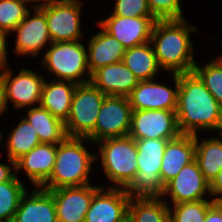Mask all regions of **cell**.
<instances>
[{"label": "cell", "instance_id": "d6a6232c", "mask_svg": "<svg viewBox=\"0 0 222 222\" xmlns=\"http://www.w3.org/2000/svg\"><path fill=\"white\" fill-rule=\"evenodd\" d=\"M110 16L154 17L147 0H116Z\"/></svg>", "mask_w": 222, "mask_h": 222}, {"label": "cell", "instance_id": "f546056e", "mask_svg": "<svg viewBox=\"0 0 222 222\" xmlns=\"http://www.w3.org/2000/svg\"><path fill=\"white\" fill-rule=\"evenodd\" d=\"M209 199L195 202H182L178 204H168L169 215L172 222H204L208 208L214 203Z\"/></svg>", "mask_w": 222, "mask_h": 222}, {"label": "cell", "instance_id": "8fae6325", "mask_svg": "<svg viewBox=\"0 0 222 222\" xmlns=\"http://www.w3.org/2000/svg\"><path fill=\"white\" fill-rule=\"evenodd\" d=\"M181 134L175 111L170 110H132L129 136L134 140H171Z\"/></svg>", "mask_w": 222, "mask_h": 222}, {"label": "cell", "instance_id": "e575fe53", "mask_svg": "<svg viewBox=\"0 0 222 222\" xmlns=\"http://www.w3.org/2000/svg\"><path fill=\"white\" fill-rule=\"evenodd\" d=\"M10 165L7 163H0V183L12 180L17 174L16 172V162L9 159L7 160ZM13 167V168H12ZM14 170V171H12Z\"/></svg>", "mask_w": 222, "mask_h": 222}, {"label": "cell", "instance_id": "603a6c76", "mask_svg": "<svg viewBox=\"0 0 222 222\" xmlns=\"http://www.w3.org/2000/svg\"><path fill=\"white\" fill-rule=\"evenodd\" d=\"M76 84L69 81L44 82L40 106L65 122L69 116Z\"/></svg>", "mask_w": 222, "mask_h": 222}, {"label": "cell", "instance_id": "74e56055", "mask_svg": "<svg viewBox=\"0 0 222 222\" xmlns=\"http://www.w3.org/2000/svg\"><path fill=\"white\" fill-rule=\"evenodd\" d=\"M204 222H222V206L218 202L208 208Z\"/></svg>", "mask_w": 222, "mask_h": 222}, {"label": "cell", "instance_id": "b9f144b4", "mask_svg": "<svg viewBox=\"0 0 222 222\" xmlns=\"http://www.w3.org/2000/svg\"><path fill=\"white\" fill-rule=\"evenodd\" d=\"M218 134L220 136V139L222 140V127L218 130Z\"/></svg>", "mask_w": 222, "mask_h": 222}, {"label": "cell", "instance_id": "e0dca14e", "mask_svg": "<svg viewBox=\"0 0 222 222\" xmlns=\"http://www.w3.org/2000/svg\"><path fill=\"white\" fill-rule=\"evenodd\" d=\"M129 202L125 189L102 186L93 195L84 222H125Z\"/></svg>", "mask_w": 222, "mask_h": 222}, {"label": "cell", "instance_id": "4fadbf2b", "mask_svg": "<svg viewBox=\"0 0 222 222\" xmlns=\"http://www.w3.org/2000/svg\"><path fill=\"white\" fill-rule=\"evenodd\" d=\"M174 89L167 84L152 80L139 81L137 86L127 96L132 110H170L177 108L179 74H172Z\"/></svg>", "mask_w": 222, "mask_h": 222}, {"label": "cell", "instance_id": "7c38bea8", "mask_svg": "<svg viewBox=\"0 0 222 222\" xmlns=\"http://www.w3.org/2000/svg\"><path fill=\"white\" fill-rule=\"evenodd\" d=\"M26 17L10 33L16 37L14 53L22 57H38L40 51L50 45L45 12L41 8H33ZM33 13V14H32ZM33 15V16H32ZM28 55V56H27Z\"/></svg>", "mask_w": 222, "mask_h": 222}, {"label": "cell", "instance_id": "60d3db41", "mask_svg": "<svg viewBox=\"0 0 222 222\" xmlns=\"http://www.w3.org/2000/svg\"><path fill=\"white\" fill-rule=\"evenodd\" d=\"M3 138H4V136H3V134H2V132H1V130H0V148H1V146L3 145V144H2Z\"/></svg>", "mask_w": 222, "mask_h": 222}, {"label": "cell", "instance_id": "44dd1931", "mask_svg": "<svg viewBox=\"0 0 222 222\" xmlns=\"http://www.w3.org/2000/svg\"><path fill=\"white\" fill-rule=\"evenodd\" d=\"M195 160V135L180 134L168 140L162 158L160 179L165 186L179 171Z\"/></svg>", "mask_w": 222, "mask_h": 222}, {"label": "cell", "instance_id": "83f0119b", "mask_svg": "<svg viewBox=\"0 0 222 222\" xmlns=\"http://www.w3.org/2000/svg\"><path fill=\"white\" fill-rule=\"evenodd\" d=\"M6 140L7 158L17 161L37 145L41 144L36 130L22 117Z\"/></svg>", "mask_w": 222, "mask_h": 222}, {"label": "cell", "instance_id": "5bb4252c", "mask_svg": "<svg viewBox=\"0 0 222 222\" xmlns=\"http://www.w3.org/2000/svg\"><path fill=\"white\" fill-rule=\"evenodd\" d=\"M207 196L211 197L210 183L204 178L198 163L194 160L184 166L178 175L165 185L162 198L168 197L172 205L205 200Z\"/></svg>", "mask_w": 222, "mask_h": 222}, {"label": "cell", "instance_id": "ab89813d", "mask_svg": "<svg viewBox=\"0 0 222 222\" xmlns=\"http://www.w3.org/2000/svg\"><path fill=\"white\" fill-rule=\"evenodd\" d=\"M21 1L27 4H31L33 8H41L49 2V0H21ZM32 3L34 5H32Z\"/></svg>", "mask_w": 222, "mask_h": 222}, {"label": "cell", "instance_id": "277c9868", "mask_svg": "<svg viewBox=\"0 0 222 222\" xmlns=\"http://www.w3.org/2000/svg\"><path fill=\"white\" fill-rule=\"evenodd\" d=\"M137 173L125 188L130 199L160 198L165 186L160 179L162 158L168 143L165 139L135 140Z\"/></svg>", "mask_w": 222, "mask_h": 222}, {"label": "cell", "instance_id": "ee69618b", "mask_svg": "<svg viewBox=\"0 0 222 222\" xmlns=\"http://www.w3.org/2000/svg\"><path fill=\"white\" fill-rule=\"evenodd\" d=\"M218 203L222 206V200L218 201Z\"/></svg>", "mask_w": 222, "mask_h": 222}, {"label": "cell", "instance_id": "6da1fadb", "mask_svg": "<svg viewBox=\"0 0 222 222\" xmlns=\"http://www.w3.org/2000/svg\"><path fill=\"white\" fill-rule=\"evenodd\" d=\"M176 116L181 134L217 132L222 127V105L194 71L179 74Z\"/></svg>", "mask_w": 222, "mask_h": 222}, {"label": "cell", "instance_id": "4316f807", "mask_svg": "<svg viewBox=\"0 0 222 222\" xmlns=\"http://www.w3.org/2000/svg\"><path fill=\"white\" fill-rule=\"evenodd\" d=\"M128 219L130 222H168V204L162 197L130 199Z\"/></svg>", "mask_w": 222, "mask_h": 222}, {"label": "cell", "instance_id": "d590c367", "mask_svg": "<svg viewBox=\"0 0 222 222\" xmlns=\"http://www.w3.org/2000/svg\"><path fill=\"white\" fill-rule=\"evenodd\" d=\"M210 195L214 202L222 200V168L210 183Z\"/></svg>", "mask_w": 222, "mask_h": 222}, {"label": "cell", "instance_id": "5b68a950", "mask_svg": "<svg viewBox=\"0 0 222 222\" xmlns=\"http://www.w3.org/2000/svg\"><path fill=\"white\" fill-rule=\"evenodd\" d=\"M98 145L99 155L104 174L111 185L108 188L125 189L137 173V146L129 135L102 139ZM98 156L100 158H98Z\"/></svg>", "mask_w": 222, "mask_h": 222}, {"label": "cell", "instance_id": "f1b7e54d", "mask_svg": "<svg viewBox=\"0 0 222 222\" xmlns=\"http://www.w3.org/2000/svg\"><path fill=\"white\" fill-rule=\"evenodd\" d=\"M22 181L16 175L12 180L0 183V220L13 221L20 198L27 190Z\"/></svg>", "mask_w": 222, "mask_h": 222}, {"label": "cell", "instance_id": "7402d4cb", "mask_svg": "<svg viewBox=\"0 0 222 222\" xmlns=\"http://www.w3.org/2000/svg\"><path fill=\"white\" fill-rule=\"evenodd\" d=\"M100 29L92 34L87 48V64L91 75L99 68L113 63L121 62L125 53V47L114 37Z\"/></svg>", "mask_w": 222, "mask_h": 222}, {"label": "cell", "instance_id": "8d00e7d4", "mask_svg": "<svg viewBox=\"0 0 222 222\" xmlns=\"http://www.w3.org/2000/svg\"><path fill=\"white\" fill-rule=\"evenodd\" d=\"M8 33L0 29V70L5 68L8 64V49H7V37Z\"/></svg>", "mask_w": 222, "mask_h": 222}, {"label": "cell", "instance_id": "2e32d148", "mask_svg": "<svg viewBox=\"0 0 222 222\" xmlns=\"http://www.w3.org/2000/svg\"><path fill=\"white\" fill-rule=\"evenodd\" d=\"M156 20L155 17L108 16L97 24L127 49L149 42Z\"/></svg>", "mask_w": 222, "mask_h": 222}, {"label": "cell", "instance_id": "1f68e13d", "mask_svg": "<svg viewBox=\"0 0 222 222\" xmlns=\"http://www.w3.org/2000/svg\"><path fill=\"white\" fill-rule=\"evenodd\" d=\"M26 5L21 0H0V29L10 35L30 11Z\"/></svg>", "mask_w": 222, "mask_h": 222}, {"label": "cell", "instance_id": "ac0fdd59", "mask_svg": "<svg viewBox=\"0 0 222 222\" xmlns=\"http://www.w3.org/2000/svg\"><path fill=\"white\" fill-rule=\"evenodd\" d=\"M57 144L41 143L16 161V173L25 172L34 187H41L53 172Z\"/></svg>", "mask_w": 222, "mask_h": 222}, {"label": "cell", "instance_id": "9c48e42d", "mask_svg": "<svg viewBox=\"0 0 222 222\" xmlns=\"http://www.w3.org/2000/svg\"><path fill=\"white\" fill-rule=\"evenodd\" d=\"M5 88V101L13 105L15 109H25L40 106L42 89L46 79L43 74L22 68L17 75H13L12 69L8 66L0 70ZM10 103V104H9Z\"/></svg>", "mask_w": 222, "mask_h": 222}, {"label": "cell", "instance_id": "cb8c5ba5", "mask_svg": "<svg viewBox=\"0 0 222 222\" xmlns=\"http://www.w3.org/2000/svg\"><path fill=\"white\" fill-rule=\"evenodd\" d=\"M122 62L130 69L139 81L157 78L160 66L153 47L149 42L127 48Z\"/></svg>", "mask_w": 222, "mask_h": 222}, {"label": "cell", "instance_id": "836d02e7", "mask_svg": "<svg viewBox=\"0 0 222 222\" xmlns=\"http://www.w3.org/2000/svg\"><path fill=\"white\" fill-rule=\"evenodd\" d=\"M181 1L182 0H147L152 15L157 20L185 18Z\"/></svg>", "mask_w": 222, "mask_h": 222}, {"label": "cell", "instance_id": "30bf717a", "mask_svg": "<svg viewBox=\"0 0 222 222\" xmlns=\"http://www.w3.org/2000/svg\"><path fill=\"white\" fill-rule=\"evenodd\" d=\"M132 108L125 96H106L97 116L95 129L86 137L91 144L129 134Z\"/></svg>", "mask_w": 222, "mask_h": 222}, {"label": "cell", "instance_id": "3957f363", "mask_svg": "<svg viewBox=\"0 0 222 222\" xmlns=\"http://www.w3.org/2000/svg\"><path fill=\"white\" fill-rule=\"evenodd\" d=\"M85 141L90 143L86 137L67 136L57 144L53 172L41 188L51 190L91 184L89 176L96 162V154L84 146Z\"/></svg>", "mask_w": 222, "mask_h": 222}, {"label": "cell", "instance_id": "ffe728a7", "mask_svg": "<svg viewBox=\"0 0 222 222\" xmlns=\"http://www.w3.org/2000/svg\"><path fill=\"white\" fill-rule=\"evenodd\" d=\"M91 82L106 96L127 97L139 80L121 61L96 70L92 74Z\"/></svg>", "mask_w": 222, "mask_h": 222}, {"label": "cell", "instance_id": "484cf974", "mask_svg": "<svg viewBox=\"0 0 222 222\" xmlns=\"http://www.w3.org/2000/svg\"><path fill=\"white\" fill-rule=\"evenodd\" d=\"M198 135H195V160L204 178L211 183L222 168V140L220 137L200 140Z\"/></svg>", "mask_w": 222, "mask_h": 222}, {"label": "cell", "instance_id": "7bdbcfd3", "mask_svg": "<svg viewBox=\"0 0 222 222\" xmlns=\"http://www.w3.org/2000/svg\"><path fill=\"white\" fill-rule=\"evenodd\" d=\"M218 57H219L220 60L222 61V52H221V54L218 55Z\"/></svg>", "mask_w": 222, "mask_h": 222}, {"label": "cell", "instance_id": "d6986e66", "mask_svg": "<svg viewBox=\"0 0 222 222\" xmlns=\"http://www.w3.org/2000/svg\"><path fill=\"white\" fill-rule=\"evenodd\" d=\"M21 196L12 222H58L54 198L49 190L33 187Z\"/></svg>", "mask_w": 222, "mask_h": 222}, {"label": "cell", "instance_id": "4dcf8cb0", "mask_svg": "<svg viewBox=\"0 0 222 222\" xmlns=\"http://www.w3.org/2000/svg\"><path fill=\"white\" fill-rule=\"evenodd\" d=\"M202 66L196 63L193 71L203 81L215 100L222 105V61L218 57Z\"/></svg>", "mask_w": 222, "mask_h": 222}, {"label": "cell", "instance_id": "52a82bcc", "mask_svg": "<svg viewBox=\"0 0 222 222\" xmlns=\"http://www.w3.org/2000/svg\"><path fill=\"white\" fill-rule=\"evenodd\" d=\"M105 97L91 81L76 86L70 113L64 122L68 137H87L95 129Z\"/></svg>", "mask_w": 222, "mask_h": 222}, {"label": "cell", "instance_id": "7a4b0ae2", "mask_svg": "<svg viewBox=\"0 0 222 222\" xmlns=\"http://www.w3.org/2000/svg\"><path fill=\"white\" fill-rule=\"evenodd\" d=\"M197 31L185 18L155 21L150 43L163 72L181 74L194 70L196 61L190 36Z\"/></svg>", "mask_w": 222, "mask_h": 222}, {"label": "cell", "instance_id": "f35d334b", "mask_svg": "<svg viewBox=\"0 0 222 222\" xmlns=\"http://www.w3.org/2000/svg\"><path fill=\"white\" fill-rule=\"evenodd\" d=\"M7 110L6 101H5V88L2 75L0 74V117L5 114Z\"/></svg>", "mask_w": 222, "mask_h": 222}, {"label": "cell", "instance_id": "9a60e30c", "mask_svg": "<svg viewBox=\"0 0 222 222\" xmlns=\"http://www.w3.org/2000/svg\"><path fill=\"white\" fill-rule=\"evenodd\" d=\"M101 187L87 184L49 190L54 198L58 222H84L93 195Z\"/></svg>", "mask_w": 222, "mask_h": 222}, {"label": "cell", "instance_id": "8992f818", "mask_svg": "<svg viewBox=\"0 0 222 222\" xmlns=\"http://www.w3.org/2000/svg\"><path fill=\"white\" fill-rule=\"evenodd\" d=\"M48 47L41 65L48 73L56 76L54 80L69 81L76 85L91 81L92 75L87 64V48L81 40L52 42Z\"/></svg>", "mask_w": 222, "mask_h": 222}, {"label": "cell", "instance_id": "d4e9b609", "mask_svg": "<svg viewBox=\"0 0 222 222\" xmlns=\"http://www.w3.org/2000/svg\"><path fill=\"white\" fill-rule=\"evenodd\" d=\"M27 122L36 130L41 143L58 144L66 137L65 124L41 106L28 108Z\"/></svg>", "mask_w": 222, "mask_h": 222}, {"label": "cell", "instance_id": "ba28073f", "mask_svg": "<svg viewBox=\"0 0 222 222\" xmlns=\"http://www.w3.org/2000/svg\"><path fill=\"white\" fill-rule=\"evenodd\" d=\"M82 3L80 0H49L41 7L52 42L81 40L84 36L81 29Z\"/></svg>", "mask_w": 222, "mask_h": 222}]
</instances>
